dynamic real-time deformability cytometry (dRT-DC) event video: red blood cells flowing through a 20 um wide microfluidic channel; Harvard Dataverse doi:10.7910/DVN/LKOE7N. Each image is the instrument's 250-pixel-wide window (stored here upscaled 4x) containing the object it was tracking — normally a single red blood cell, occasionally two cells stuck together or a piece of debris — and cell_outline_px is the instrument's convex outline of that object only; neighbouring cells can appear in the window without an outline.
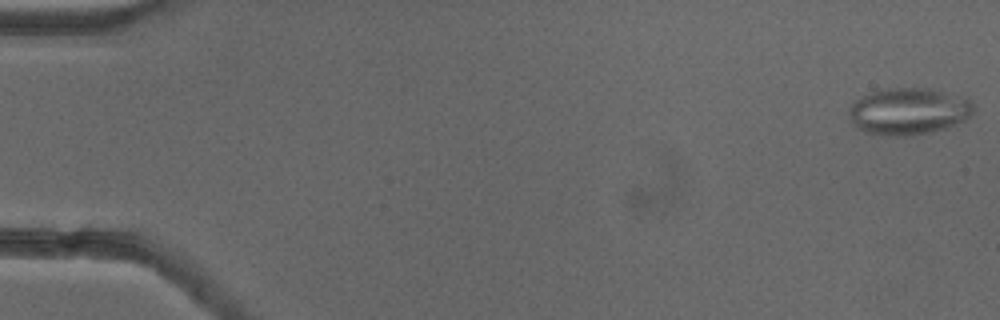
{"species": "common noctule bat (a hibernating species)", "species_latin": "Nyctalus noctula", "temperature_condition": "cold", "stored_images_in_passage": 15, "camera_frame_rate_fps": 3000, "um_per_image_px": 0.085, "animal": {"sex": "female"}, "frame": {"image": 1, "passage_image": 1, "time_ms": 0.0, "image_size_px": [1000, 320], "cell_outline_px": [[976, 108], [972, 116], [964, 120], [944, 128], [932, 132], [908, 136], [896, 136], [864, 132], [856, 128], [852, 124], [848, 112], [852, 104], [856, 100], [872, 92], [884, 88], [932, 88], [968, 96], [972, 100]], "centroid_in_image_um": [77.3, 9.44], "position_along_channel_um": 7.7, "area_um2": 34.56}}